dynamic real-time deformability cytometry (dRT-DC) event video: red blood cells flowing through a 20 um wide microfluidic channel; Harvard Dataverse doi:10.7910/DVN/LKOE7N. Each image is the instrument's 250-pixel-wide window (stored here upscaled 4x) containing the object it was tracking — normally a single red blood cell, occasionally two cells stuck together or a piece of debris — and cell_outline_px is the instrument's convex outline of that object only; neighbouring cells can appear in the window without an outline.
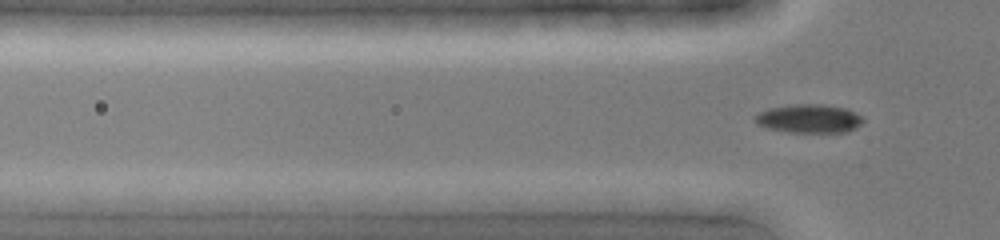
{"species": "common noctule bat (a hibernating species)", "species_latin": "Nyctalus noctula", "temperature_condition": "cold", "stored_images_in_passage": 7, "segment_of_instrument_passage": [2, 2], "camera_frame_rate_fps": 3000, "um_per_image_px": 0.085, "animal": {"sex": "female", "body_mass_g": 19.0, "forearm_length_mm": 51.5}, "frame": {"image": 1, "passage_image": 7, "time_ms": 2.0, "image_size_px": [1000, 240], "cell_outline_px": [[864, 120], [856, 128], [848, 132], [788, 132], [768, 128], [756, 124], [752, 120], [760, 112], [768, 108], [792, 104], [824, 104], [844, 108], [864, 116]], "centroid_in_image_um": [68.77, 10.08], "position_along_channel_um": 57.0, "area_um2": 18.15}}